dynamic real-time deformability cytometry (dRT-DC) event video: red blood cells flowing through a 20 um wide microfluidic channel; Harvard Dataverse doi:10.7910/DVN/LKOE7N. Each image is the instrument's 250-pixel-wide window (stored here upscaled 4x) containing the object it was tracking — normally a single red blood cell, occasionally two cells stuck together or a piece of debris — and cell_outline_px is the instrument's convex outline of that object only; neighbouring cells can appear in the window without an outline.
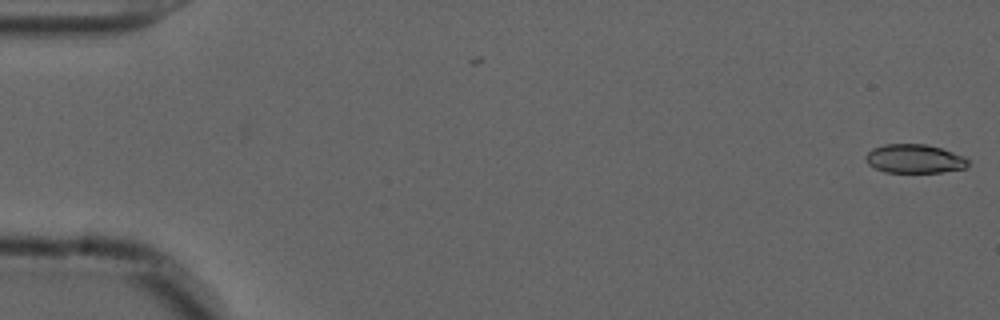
{"species": "common noctule bat (a hibernating species)", "species_latin": "Nyctalus noctula", "temperature_condition": "cold", "stored_images_in_passage": 2, "camera_frame_rate_fps": 3000, "um_per_image_px": 0.085, "animal": {"sex": "male", "forearm_length_mm": 52.5}, "frame": {"image": 1, "passage_image": 2, "time_ms": 0.333, "image_size_px": [1000, 320], "cell_outline_px": [[968, 164], [964, 168], [944, 172], [884, 172], [868, 164], [864, 160], [864, 156], [872, 148], [884, 144], [924, 144], [940, 148], [964, 156], [968, 160]], "centroid_in_image_um": [77.69, 13.49], "position_along_channel_um": 7.3, "area_um2": 17.17}}